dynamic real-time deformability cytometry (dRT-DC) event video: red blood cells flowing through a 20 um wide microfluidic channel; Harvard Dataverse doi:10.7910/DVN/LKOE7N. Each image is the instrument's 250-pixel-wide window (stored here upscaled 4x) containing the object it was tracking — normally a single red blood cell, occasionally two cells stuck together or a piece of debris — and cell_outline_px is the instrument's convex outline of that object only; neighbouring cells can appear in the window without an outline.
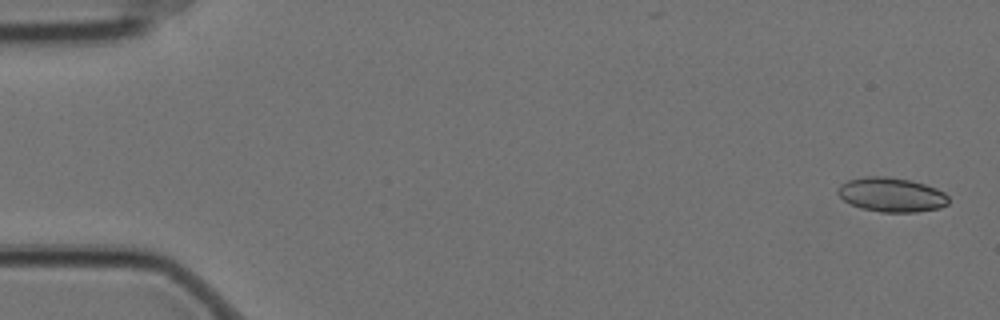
{"species": "Egyptian fruit bat (a non-hibernating species)", "species_latin": "Rousettus aegyptiacus", "temperature_condition": "cold", "stored_images_in_passage": 13, "camera_frame_rate_fps": 3000, "um_per_image_px": 0.085, "animal": {"sex": "female"}, "frame": {"image": 1, "passage_image": 1, "time_ms": 0.0, "image_size_px": [1000, 320], "cell_outline_px": [[948, 204], [940, 208], [916, 212], [880, 212], [860, 208], [844, 200], [836, 192], [836, 188], [840, 184], [848, 180], [864, 176], [888, 176], [912, 180], [936, 188], [944, 192], [948, 196]], "centroid_in_image_um": [75.76, 16.54], "position_along_channel_um": 9.2, "area_um2": 22.37}}
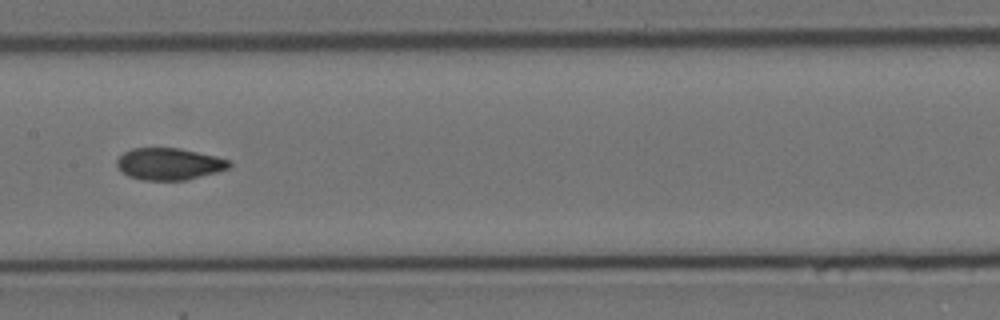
{"frame": {"image": 2, "passage_image": 8, "time_ms": 2.333, "image_size_px": [1000, 320], "cell_outline_px": [[232, 164], [228, 168], [216, 172], [184, 180], [140, 180], [128, 176], [120, 172], [116, 164], [116, 160], [124, 152], [132, 148], [180, 148], [216, 156], [228, 160]], "centroid_in_image_um": [14.32, 13.93], "position_along_channel_um": 193.1, "area_um2": 20.87}}
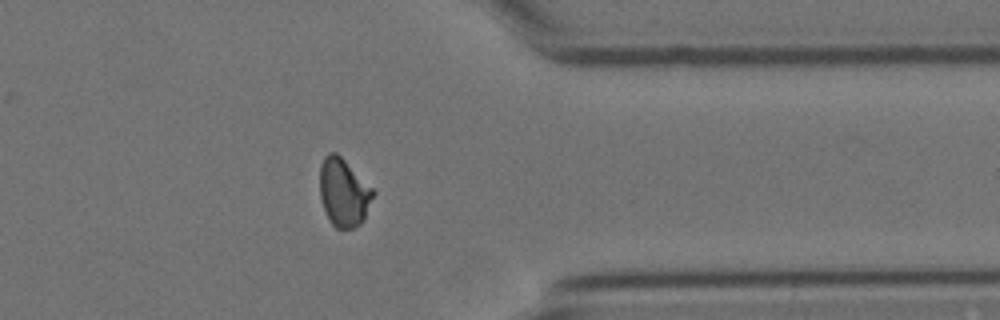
{"frame": {"image": 3, "passage_image": 13, "time_ms": 4.0, "image_size_px": [1000, 320], "cell_outline_px": [[376, 192], [364, 220], [360, 224], [352, 228], [336, 228], [332, 224], [324, 208], [320, 196], [320, 164], [324, 156], [328, 152], [336, 152]], "centroid_in_image_um": [29.21, 16.36], "position_along_channel_um": 382.2, "area_um2": 20.98}}